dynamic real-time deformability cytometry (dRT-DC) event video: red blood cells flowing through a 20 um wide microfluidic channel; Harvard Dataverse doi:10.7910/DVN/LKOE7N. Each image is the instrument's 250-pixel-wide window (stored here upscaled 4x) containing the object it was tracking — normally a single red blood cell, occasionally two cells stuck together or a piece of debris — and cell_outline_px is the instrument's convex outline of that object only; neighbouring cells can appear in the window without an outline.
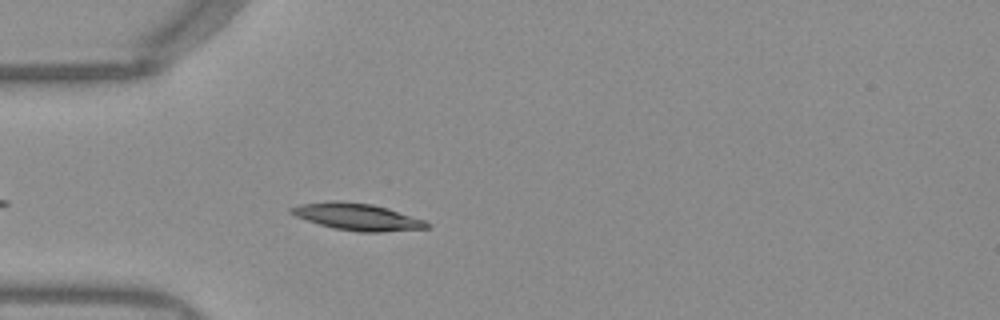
{"species": "Egyptian fruit bat (a non-hibernating species)", "species_latin": "Rousettus aegyptiacus", "temperature_condition": "warm", "stored_images_in_passage": 42, "camera_frame_rate_fps": 3000, "um_per_image_px": 0.085, "frame": {"image": 1, "passage_image": 5, "time_ms": 1.333, "image_size_px": [1000, 320], "cell_outline_px": [[432, 224], [428, 228], [380, 232], [360, 232], [332, 228], [296, 216], [288, 212], [288, 208], [300, 204], [328, 200], [340, 200], [372, 204], [388, 208], [424, 220]], "centroid_in_image_um": [30.34, 18.41], "position_along_channel_um": 54.7, "area_um2": 21.39}}
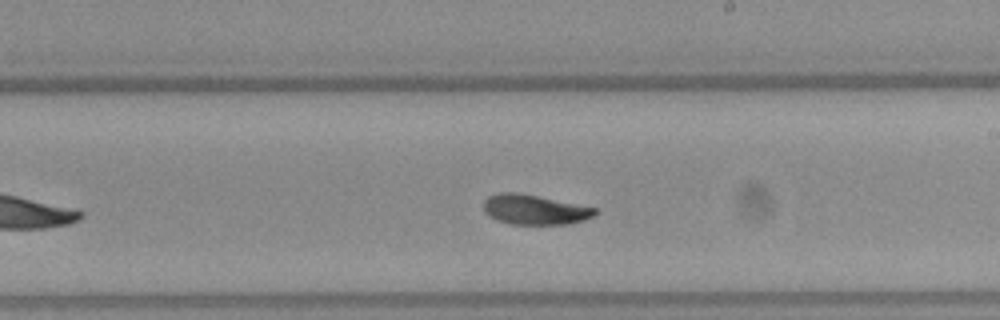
{"frame": {"image": 2, "passage_image": 20, "time_ms": 6.333, "image_size_px": [1000, 320], "cell_outline_px": [[600, 212], [584, 220], [568, 224], [512, 224], [500, 220], [484, 212], [484, 200], [488, 196], [500, 192], [516, 192], [600, 208]], "centroid_in_image_um": [45.5, 17.81], "position_along_channel_um": 243.5, "area_um2": 19.36}}
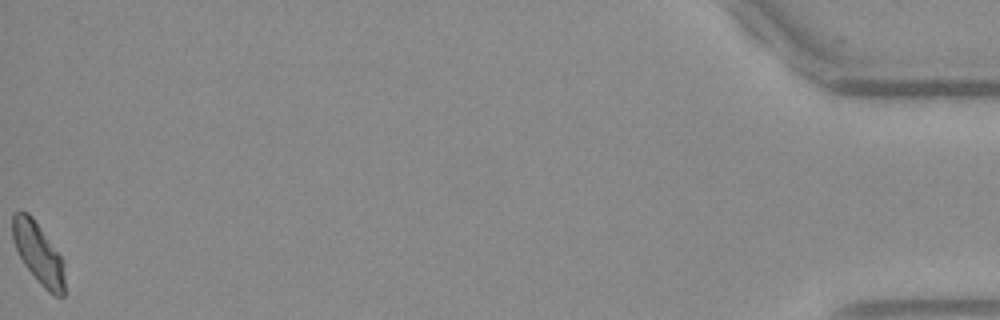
{"frame": {"image": 3, "passage_image": 42, "time_ms": 13.667, "image_size_px": [1000, 320], "cell_outline_px": [[64, 296], [52, 296], [40, 284], [24, 264], [12, 240], [12, 212], [28, 212], [32, 216], [60, 256], [64, 276]], "centroid_in_image_um": [3.22, 21.53], "position_along_channel_um": 432.0, "area_um2": 18.21}, "authors_computed_cell_mechanics": {"area_um2": 19.4208, "velocity_mm_per_s": 3.9204, "shape_relaxation_time_tau1_ms": 5.6452, "shape_relaxation_time_tau2_ms": 6.6685, "deformation_change_tau1": 0.1607, "deformation_change_tau2": 0.1274}}